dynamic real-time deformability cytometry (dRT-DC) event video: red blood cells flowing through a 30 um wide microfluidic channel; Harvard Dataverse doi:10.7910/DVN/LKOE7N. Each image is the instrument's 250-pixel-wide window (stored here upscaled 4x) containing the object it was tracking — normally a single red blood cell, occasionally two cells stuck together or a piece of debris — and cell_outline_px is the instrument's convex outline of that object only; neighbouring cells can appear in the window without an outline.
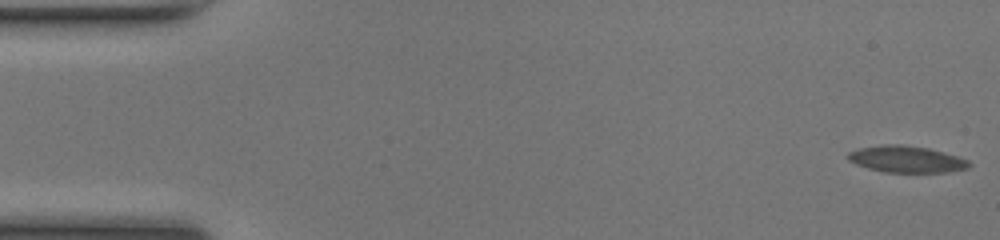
{"species": "common noctule bat (a hibernating species)", "species_latin": "Nyctalus noctula", "temperature_condition": "room temperature", "stored_images_in_passage": 11, "camera_frame_rate_fps": 3000, "um_per_image_px": 0.085, "animal": {"sex": "female", "body_mass_g": 17.0, "forearm_length_mm": 48.0}, "frame": {"image": 1, "passage_image": 1, "time_ms": 0.0, "image_size_px": [1000, 240], "cell_outline_px": [[972, 164], [968, 168], [944, 172], [884, 172], [868, 168], [856, 164], [848, 160], [848, 152], [860, 148], [884, 144], [900, 144], [928, 148], [956, 156], [968, 160]], "centroid_in_image_um": [77.03, 13.53], "position_along_channel_um": 8.0, "area_um2": 18.61}}